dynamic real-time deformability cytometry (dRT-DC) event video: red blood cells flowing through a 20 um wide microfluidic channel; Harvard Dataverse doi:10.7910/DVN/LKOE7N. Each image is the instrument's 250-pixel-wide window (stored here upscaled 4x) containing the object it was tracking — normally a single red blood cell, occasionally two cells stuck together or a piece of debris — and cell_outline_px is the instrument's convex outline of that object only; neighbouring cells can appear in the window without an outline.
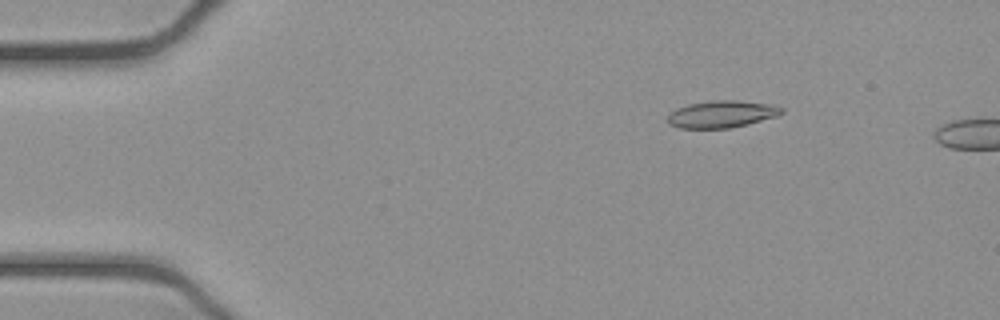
{"species": "common noctule bat (a hibernating species)", "species_latin": "Nyctalus noctula", "temperature_condition": "cold", "stored_images_in_passage": 11, "camera_frame_rate_fps": 3000, "um_per_image_px": 0.085, "animal": {"sex": "female", "body_mass_g": 21.9}, "frame": {"image": 1, "passage_image": 8, "time_ms": 2.333, "image_size_px": [1000, 320], "cell_outline_px": [[784, 112], [776, 116], [748, 124], [728, 128], [680, 128], [668, 124], [668, 116], [676, 108], [688, 104], [712, 100], [736, 100], [776, 104], [784, 108]], "centroid_in_image_um": [61.38, 9.69], "position_along_channel_um": 23.6, "area_um2": 18.09}}